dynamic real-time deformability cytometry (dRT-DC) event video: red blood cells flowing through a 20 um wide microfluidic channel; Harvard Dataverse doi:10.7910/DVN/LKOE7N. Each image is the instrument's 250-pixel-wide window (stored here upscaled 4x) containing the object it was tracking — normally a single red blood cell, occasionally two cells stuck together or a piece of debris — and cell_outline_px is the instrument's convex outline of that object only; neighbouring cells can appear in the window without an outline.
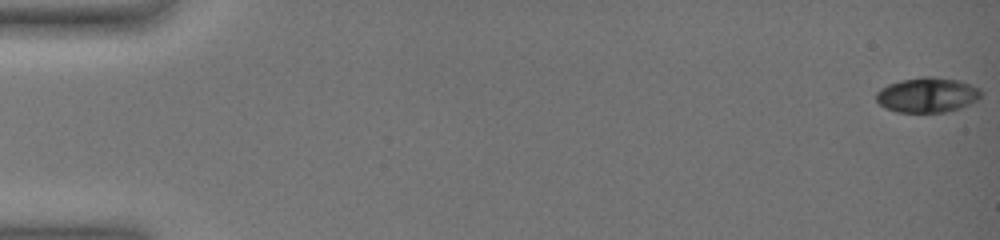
{"species": "common noctule bat (a hibernating species)", "species_latin": "Nyctalus noctula", "temperature_condition": "warm", "stored_images_in_passage": 55, "camera_frame_rate_fps": 3000, "um_per_image_px": 0.085, "animal": {"sex": "female", "body_mass_g": 19.0, "forearm_length_mm": 51.5}, "frame": {"image": 1, "passage_image": 1, "time_ms": 0.0, "image_size_px": [1000, 240], "cell_outline_px": [[980, 96], [976, 100], [960, 108], [944, 112], [896, 112], [884, 108], [876, 100], [876, 92], [880, 88], [888, 84], [900, 80], [924, 76], [932, 76], [956, 80], [980, 88]], "centroid_in_image_um": [78.76, 8.07], "position_along_channel_um": 6.2, "area_um2": 21.27}}
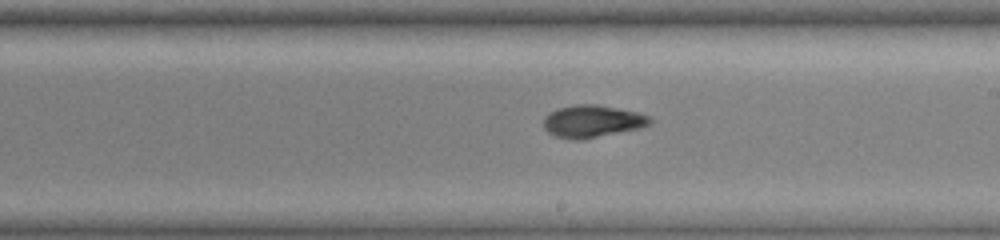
{"frame": {"image": 2, "passage_image": 35, "time_ms": 11.333, "image_size_px": [1000, 240], "cell_outline_px": [[652, 124], [640, 128], [584, 140], [572, 140], [556, 136], [548, 132], [544, 128], [544, 116], [556, 108], [576, 104], [596, 104], [636, 112], [648, 116], [652, 120]], "centroid_in_image_um": [50.33, 10.32], "position_along_channel_um": 238.7, "area_um2": 20.17}}
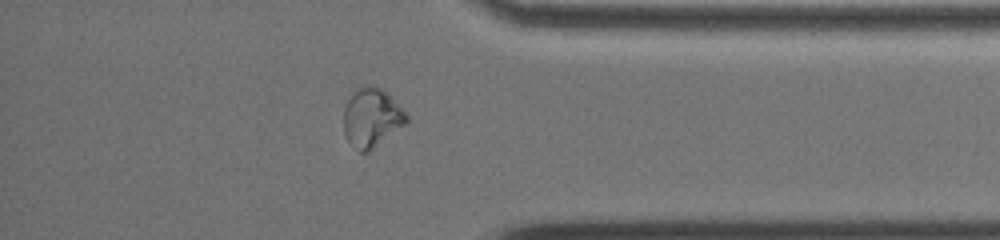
{"frame": {"image": 3, "passage_image": 49, "time_ms": 16.0, "image_size_px": [1000, 240], "cell_outline_px": [[408, 120], [404, 124], [368, 152], [360, 152], [344, 136], [344, 108], [348, 100], [360, 88], [368, 84], [380, 88], [408, 116]], "centroid_in_image_um": [31.55, 10.03], "position_along_channel_um": 403.6, "area_um2": 20.63}, "authors_computed_cell_mechanics": {"area_um2": 20.5768, "velocity_mm_per_s": 3.6074, "shape_relaxation_time_tau1_ms": null, "shape_relaxation_time_tau2_ms": 3.1295, "deformation_change_tau1": null, "deformation_change_tau2": 0.0644}}